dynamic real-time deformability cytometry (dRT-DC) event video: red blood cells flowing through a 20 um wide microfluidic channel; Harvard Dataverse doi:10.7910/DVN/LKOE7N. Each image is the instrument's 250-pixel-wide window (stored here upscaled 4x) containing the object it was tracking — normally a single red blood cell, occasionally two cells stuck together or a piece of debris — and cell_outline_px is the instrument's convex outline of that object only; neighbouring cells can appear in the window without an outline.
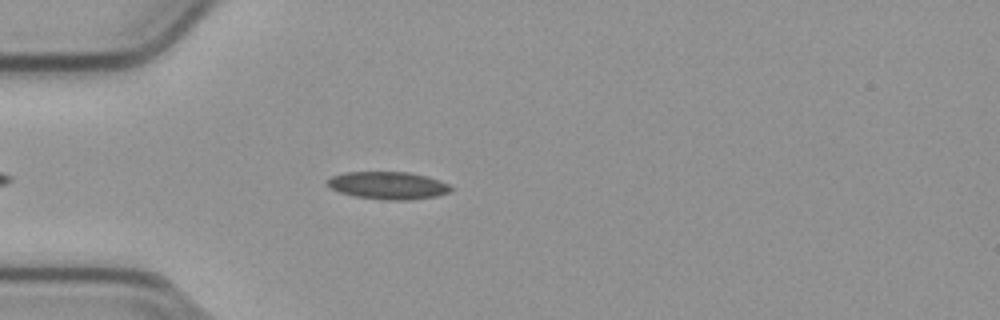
{"species": "common noctule bat (a hibernating species)", "species_latin": "Nyctalus noctula", "temperature_condition": "cold", "stored_images_in_passage": 44, "camera_frame_rate_fps": 3000, "um_per_image_px": 0.085, "animal": {"sex": "male", "body_mass_g": 23.1, "forearm_length_mm": 52.7}, "frame": {"image": 1, "passage_image": 8, "time_ms": 2.333, "image_size_px": [1000, 320], "cell_outline_px": [[452, 188], [448, 192], [436, 196], [408, 200], [384, 200], [356, 196], [340, 192], [332, 188], [328, 184], [328, 180], [332, 176], [344, 172], [408, 172], [428, 176], [440, 180], [448, 184]], "centroid_in_image_um": [33.01, 15.76], "position_along_channel_um": 52.0, "area_um2": 19.65}}
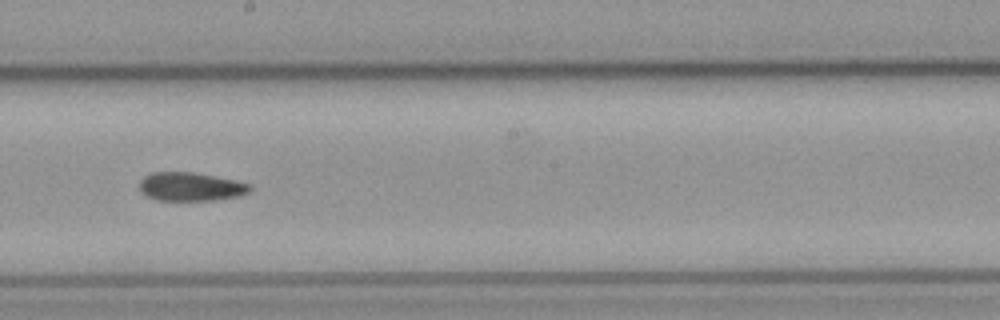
{"frame": {"image": 2, "passage_image": 23, "time_ms": 7.333, "image_size_px": [1000, 320], "cell_outline_px": [[252, 188], [248, 192], [240, 196], [216, 200], [156, 200], [140, 192], [140, 180], [144, 176], [152, 172], [192, 172], [252, 184]], "centroid_in_image_um": [16.2, 15.87], "position_along_channel_um": 232.0, "area_um2": 18.32}}
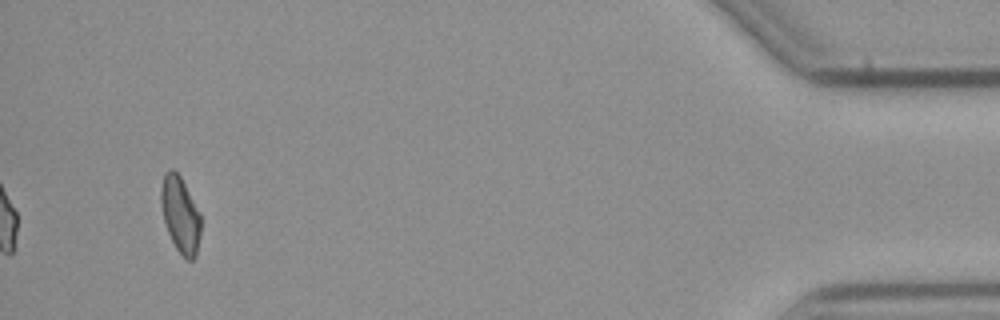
{"frame": {"image": 3, "passage_image": 44, "time_ms": 14.333, "image_size_px": [1000, 320], "cell_outline_px": [[200, 236], [196, 256], [192, 260], [188, 260], [176, 248], [168, 232], [164, 220], [160, 204], [160, 188], [164, 172], [168, 168], [172, 168], [180, 176], [200, 212]], "centroid_in_image_um": [15.31, 18.2], "position_along_channel_um": 419.9, "area_um2": 17.69}, "authors_computed_cell_mechanics": {"area_um2": 18.6405, "velocity_mm_per_s": 3.8009, "shape_relaxation_time_tau1_ms": 9.4569, "shape_relaxation_time_tau2_ms": 4.9759, "deformation_change_tau1": 0.1722, "deformation_change_tau2": 0.1141}}